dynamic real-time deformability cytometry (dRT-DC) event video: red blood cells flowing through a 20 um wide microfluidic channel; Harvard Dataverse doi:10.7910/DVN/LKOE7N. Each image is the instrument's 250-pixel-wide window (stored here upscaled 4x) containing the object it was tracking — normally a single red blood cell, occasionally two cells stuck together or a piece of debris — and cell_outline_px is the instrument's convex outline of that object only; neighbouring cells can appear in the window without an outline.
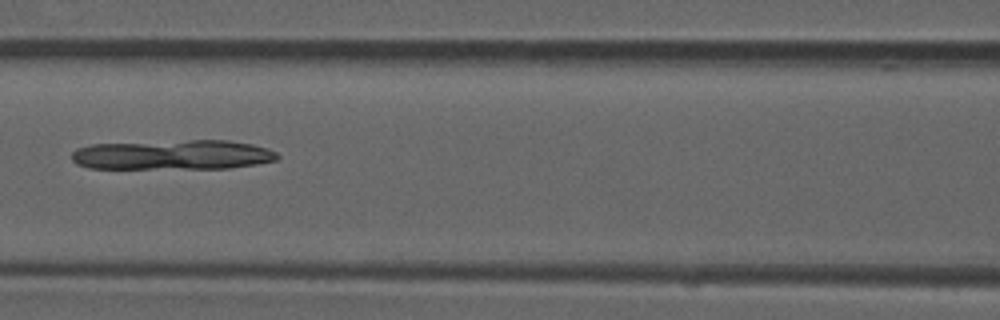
{"species": "common noctule bat (a hibernating species)", "species_latin": "Nyctalus noctula", "temperature_condition": "room temperature", "stored_images_in_passage": 9, "camera_frame_rate_fps": 3000, "um_per_image_px": 0.085, "animal": {"sex": "male", "forearm_length_mm": 52.5}, "frame": {"image": 1, "passage_image": 8, "time_ms": 2.333, "image_size_px": [1000, 320], "cell_outline_px": [[280, 156], [276, 160], [256, 164], [228, 168], [88, 168], [76, 164], [72, 160], [72, 152], [76, 148], [92, 144], [188, 140], [228, 140], [252, 144], [268, 148], [276, 152]], "centroid_in_image_um": [14.68, 13.15], "position_along_channel_um": 151.9, "area_um2": 35.78}}
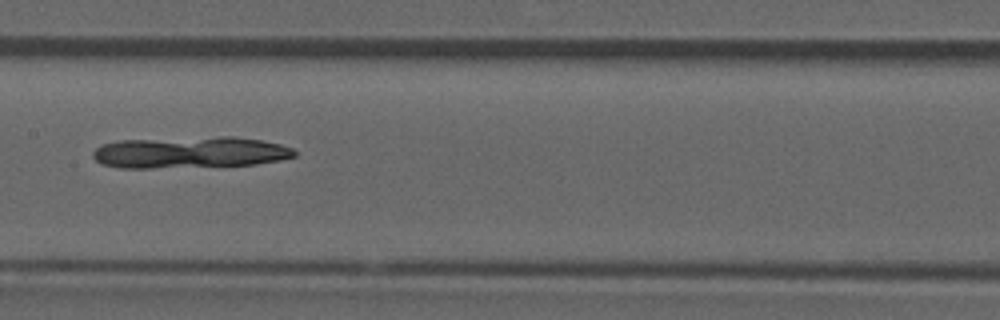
{"frame": {"image": 2, "passage_image": 9, "time_ms": 2.667, "image_size_px": [1000, 320], "cell_outline_px": [[296, 156], [280, 160], [256, 164], [148, 168], [120, 168], [104, 164], [96, 160], [92, 156], [92, 152], [100, 144], [120, 140], [220, 136], [236, 136], [260, 140], [280, 144], [292, 148], [296, 152]], "centroid_in_image_um": [16.14, 12.94], "position_along_channel_um": 191.3, "area_um2": 37.05}}